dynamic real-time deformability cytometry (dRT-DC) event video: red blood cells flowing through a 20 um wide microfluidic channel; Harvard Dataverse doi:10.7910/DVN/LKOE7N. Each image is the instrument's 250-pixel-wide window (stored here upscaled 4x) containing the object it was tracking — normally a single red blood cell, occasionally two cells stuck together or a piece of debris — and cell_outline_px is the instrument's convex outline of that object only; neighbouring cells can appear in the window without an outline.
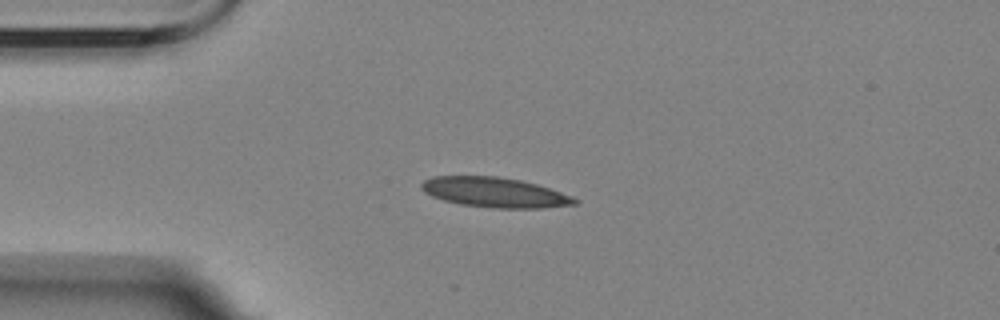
{"species": "Egyptian fruit bat (a non-hibernating species)", "species_latin": "Rousettus aegyptiacus", "temperature_condition": "room temperature", "stored_images_in_passage": 7, "camera_frame_rate_fps": 3000, "um_per_image_px": 0.085, "animal": {"sex": "female"}, "frame": {"image": 1, "passage_image": 2, "time_ms": 1.333, "image_size_px": [1000, 320], "cell_outline_px": [[580, 200], [576, 204], [544, 208], [492, 208], [460, 204], [444, 200], [432, 196], [424, 192], [420, 188], [420, 184], [424, 180], [432, 176], [496, 176], [520, 180], [536, 184], [572, 196]], "centroid_in_image_um": [42.03, 16.35], "position_along_channel_um": 43.0, "area_um2": 26.76}}
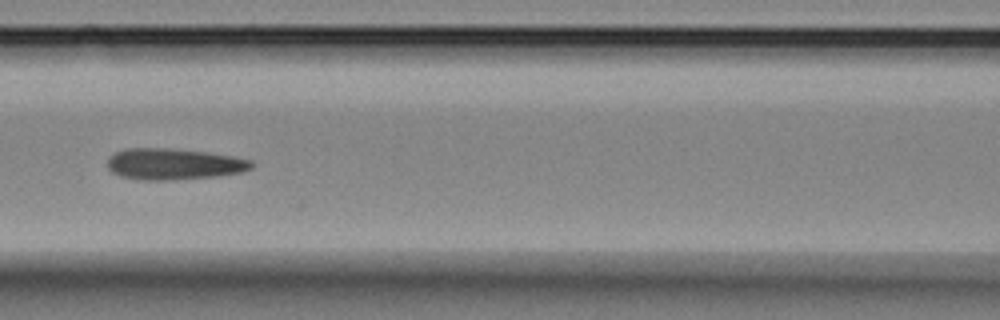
{"frame": {"image": 2, "passage_image": 5, "time_ms": 5.0, "image_size_px": [1000, 320], "cell_outline_px": [[252, 168], [244, 172], [216, 176], [168, 180], [140, 180], [120, 176], [112, 172], [108, 168], [108, 160], [116, 152], [124, 148], [172, 148], [204, 152], [232, 156], [252, 160]], "centroid_in_image_um": [14.77, 13.94], "position_along_channel_um": 151.8, "area_um2": 26.18}}
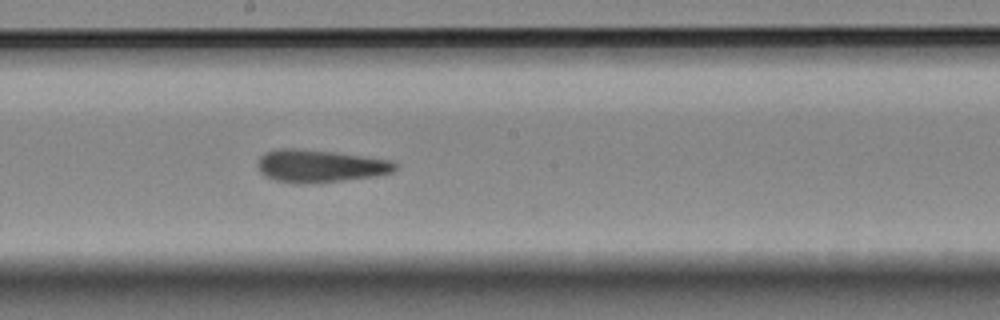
{"frame": {"image": 3, "passage_image": 7, "time_ms": 7.0, "image_size_px": [1000, 320], "cell_outline_px": [[396, 168], [392, 172], [376, 176], [344, 180], [304, 184], [296, 184], [276, 180], [264, 176], [260, 172], [256, 164], [260, 156], [268, 152], [280, 148], [292, 148], [332, 152], [392, 160], [396, 164]], "centroid_in_image_um": [27.17, 14.12], "position_along_channel_um": 221.0, "area_um2": 26.01}}